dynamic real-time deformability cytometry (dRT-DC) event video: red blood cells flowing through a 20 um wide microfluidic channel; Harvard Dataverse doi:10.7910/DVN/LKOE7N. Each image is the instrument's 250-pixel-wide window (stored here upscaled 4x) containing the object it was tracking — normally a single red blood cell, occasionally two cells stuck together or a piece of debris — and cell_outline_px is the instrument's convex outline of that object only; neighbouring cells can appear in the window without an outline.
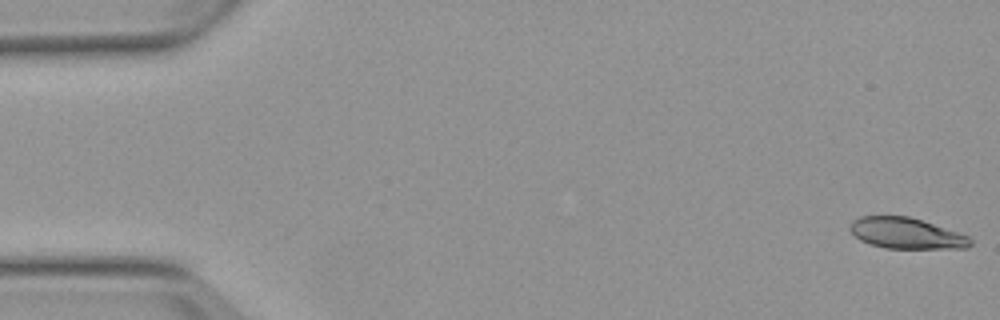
{"species": "Egyptian fruit bat (a non-hibernating species)", "species_latin": "Rousettus aegyptiacus", "temperature_condition": "warm", "stored_images_in_passage": 5, "camera_frame_rate_fps": 3000, "um_per_image_px": 0.085, "animal": {"sex": "female"}, "frame": {"image": 1, "passage_image": 1, "time_ms": 0.0, "image_size_px": [1000, 320], "cell_outline_px": [[972, 244], [968, 248], [884, 248], [860, 240], [848, 228], [852, 220], [860, 216], [908, 216], [968, 236], [972, 240]], "centroid_in_image_um": [77.0, 19.83], "position_along_channel_um": 8.0, "area_um2": 21.39}}
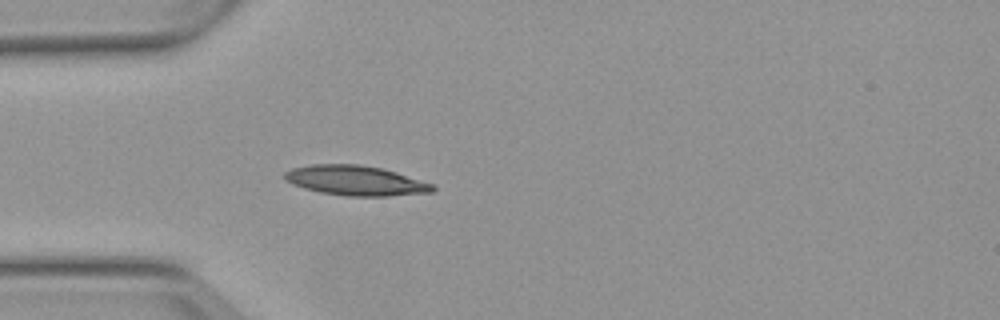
{"frame": {"image": 2, "passage_image": 5, "time_ms": 4.667, "image_size_px": [1000, 320], "cell_outline_px": [[436, 188], [432, 192], [388, 196], [348, 196], [320, 192], [304, 188], [292, 184], [284, 180], [284, 172], [292, 168], [312, 164], [360, 164], [380, 168], [396, 172], [436, 184]], "centroid_in_image_um": [30.24, 15.34], "position_along_channel_um": 54.8, "area_um2": 25.89}}